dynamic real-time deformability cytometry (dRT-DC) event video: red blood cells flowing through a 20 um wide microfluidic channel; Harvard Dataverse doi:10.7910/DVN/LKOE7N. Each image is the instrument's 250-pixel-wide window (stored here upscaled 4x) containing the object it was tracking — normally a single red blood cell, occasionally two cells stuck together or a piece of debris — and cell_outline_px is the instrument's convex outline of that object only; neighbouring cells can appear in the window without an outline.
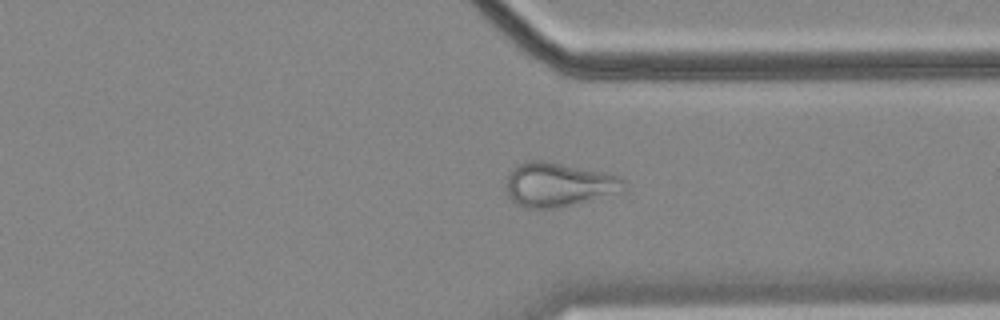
{"species": "common noctule bat (a hibernating species)", "species_latin": "Nyctalus noctula", "temperature_condition": "cold", "stored_images_in_passage": 49, "camera_frame_rate_fps": 3000, "um_per_image_px": 0.085, "animal": {"sex": "female", "body_mass_g": 18.4}, "frame": {"image": 1, "passage_image": 35, "time_ms": 11.333, "image_size_px": [1000, 320], "cell_outline_px": [[624, 188], [572, 204], [556, 208], [524, 208], [516, 204], [508, 196], [504, 184], [508, 176], [516, 164], [528, 160], [544, 160], [620, 176], [624, 180]], "centroid_in_image_um": [47.33, 15.67], "position_along_channel_um": 364.1, "area_um2": 29.54}}